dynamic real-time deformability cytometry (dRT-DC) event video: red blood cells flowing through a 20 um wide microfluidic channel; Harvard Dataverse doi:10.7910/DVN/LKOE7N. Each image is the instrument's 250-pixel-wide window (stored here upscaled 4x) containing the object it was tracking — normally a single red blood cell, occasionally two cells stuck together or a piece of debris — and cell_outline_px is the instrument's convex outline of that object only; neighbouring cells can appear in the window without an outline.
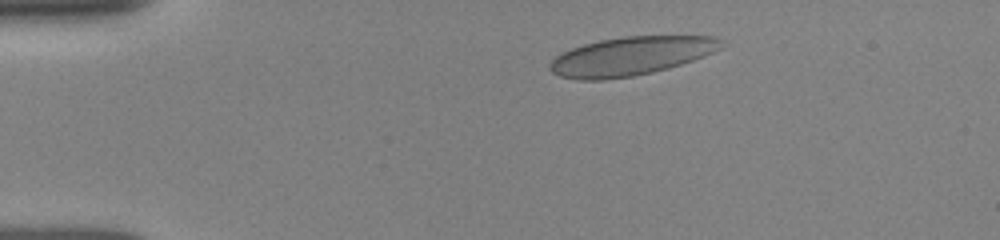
{"species": "human", "species_latin": "Homo sapiens", "temperature_condition": "room temperature", "stored_images_in_passage": 8, "camera_frame_rate_fps": 3000, "um_per_image_px": 0.085, "donor": {"sex": "female"}, "frame": {"image": 1, "passage_image": 1, "time_ms": 0.0, "image_size_px": [1000, 240], "cell_outline_px": [[728, 44], [704, 56], [668, 68], [652, 72], [632, 76], [604, 80], [576, 80], [560, 76], [552, 72], [548, 68], [548, 64], [556, 56], [572, 48], [584, 44], [600, 40], [624, 36], [716, 36], [724, 40]], "centroid_in_image_um": [53.64, 4.76], "position_along_channel_um": 31.4, "area_um2": 38.61}}
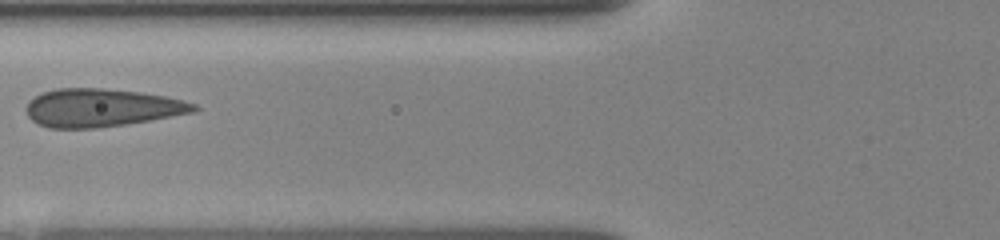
{"frame": {"image": 2, "passage_image": 5, "time_ms": 3.667, "image_size_px": [1000, 240], "cell_outline_px": [[200, 108], [196, 112], [124, 124], [96, 128], [48, 128], [36, 124], [28, 116], [24, 108], [28, 100], [44, 92], [56, 88], [104, 88], [140, 92], [164, 96], [196, 104]], "centroid_in_image_um": [8.58, 9.16], "position_along_channel_um": 117.2, "area_um2": 37.22}}
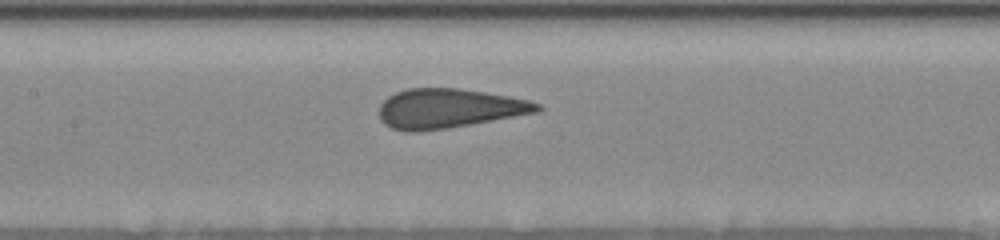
{"frame": {"image": 3, "passage_image": 7, "time_ms": 5.0, "image_size_px": [1000, 240], "cell_outline_px": [[544, 108], [536, 112], [468, 124], [444, 128], [416, 132], [408, 132], [392, 128], [384, 124], [380, 120], [380, 104], [388, 96], [396, 92], [408, 88], [460, 88], [508, 96], [528, 100], [540, 104]], "centroid_in_image_um": [38.11, 9.21], "position_along_channel_um": 169.3, "area_um2": 35.89}}